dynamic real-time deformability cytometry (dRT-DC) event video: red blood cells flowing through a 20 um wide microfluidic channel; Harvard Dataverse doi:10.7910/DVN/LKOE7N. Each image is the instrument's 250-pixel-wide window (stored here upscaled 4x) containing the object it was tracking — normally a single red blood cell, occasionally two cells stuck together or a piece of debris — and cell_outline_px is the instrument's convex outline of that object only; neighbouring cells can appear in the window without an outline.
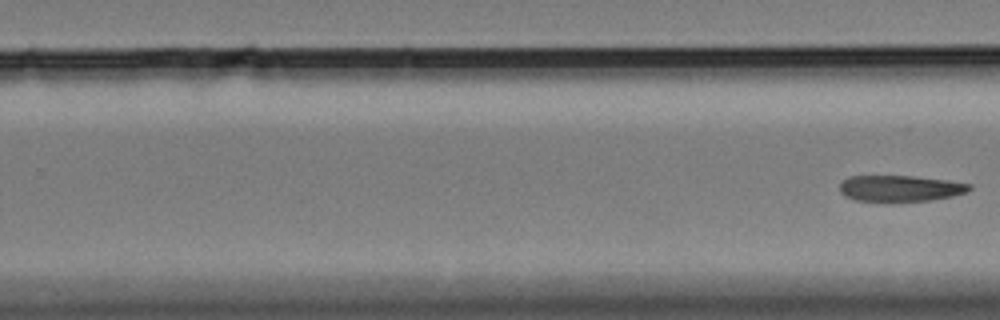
{"species": "Egyptian fruit bat (a non-hibernating species)", "species_latin": "Rousettus aegyptiacus", "temperature_condition": "cold", "stored_images_in_passage": 24, "segment_of_instrument_passage": [2, 2], "camera_frame_rate_fps": 3000, "um_per_image_px": 0.085, "animal": {"sex": "female"}, "frame": {"image": 1, "passage_image": 24, "time_ms": 7.667, "image_size_px": [1000, 320], "cell_outline_px": [[972, 188], [968, 192], [952, 196], [932, 200], [892, 204], [884, 204], [856, 200], [844, 196], [840, 192], [840, 184], [848, 176], [912, 176], [948, 180], [972, 184]], "centroid_in_image_um": [76.51, 16.06], "position_along_channel_um": 253.3, "area_um2": 20.69}}